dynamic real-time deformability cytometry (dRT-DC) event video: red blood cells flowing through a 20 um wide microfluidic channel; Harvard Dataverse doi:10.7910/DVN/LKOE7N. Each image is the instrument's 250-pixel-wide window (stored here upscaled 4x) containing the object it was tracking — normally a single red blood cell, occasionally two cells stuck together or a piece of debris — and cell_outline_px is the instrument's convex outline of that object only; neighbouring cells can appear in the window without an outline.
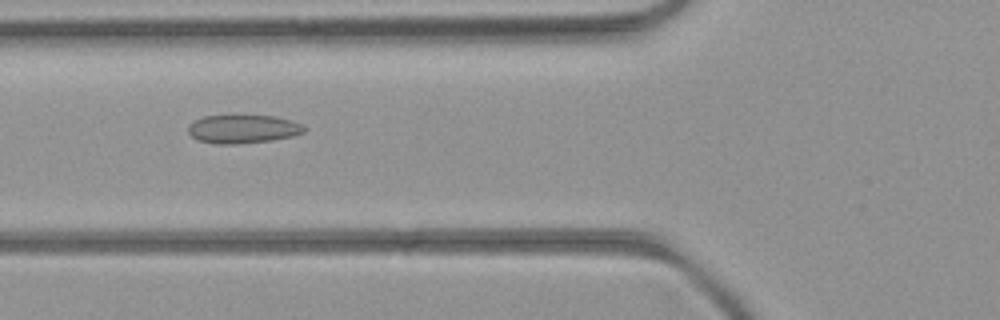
{"species": "common noctule bat (a hibernating species)", "species_latin": "Nyctalus noctula", "temperature_condition": "room temperature", "stored_images_in_passage": 36, "camera_frame_rate_fps": 3000, "um_per_image_px": 0.085, "animal": {"sex": "female", "body_mass_g": 21.9}, "frame": {"image": 1, "passage_image": 5, "time_ms": 1.333, "image_size_px": [1000, 320], "cell_outline_px": [[304, 132], [292, 136], [272, 140], [232, 144], [216, 144], [196, 140], [188, 132], [188, 124], [204, 116], [236, 112], [276, 116], [292, 120], [300, 124], [304, 128]], "centroid_in_image_um": [20.6, 10.91], "position_along_channel_um": 105.2, "area_um2": 20.11}}
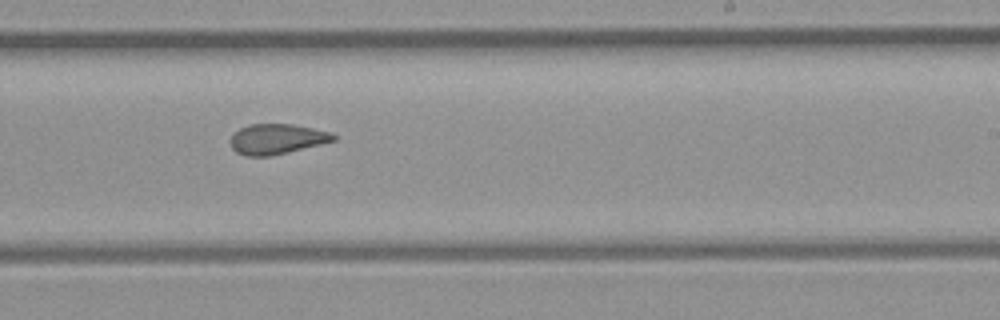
{"frame": {"image": 2, "passage_image": 17, "time_ms": 5.333, "image_size_px": [1000, 320], "cell_outline_px": [[336, 140], [320, 144], [268, 156], [244, 156], [236, 152], [232, 148], [228, 140], [240, 128], [248, 124], [292, 124], [332, 132], [336, 136]], "centroid_in_image_um": [23.5, 11.81], "position_along_channel_um": 265.5, "area_um2": 18.03}}
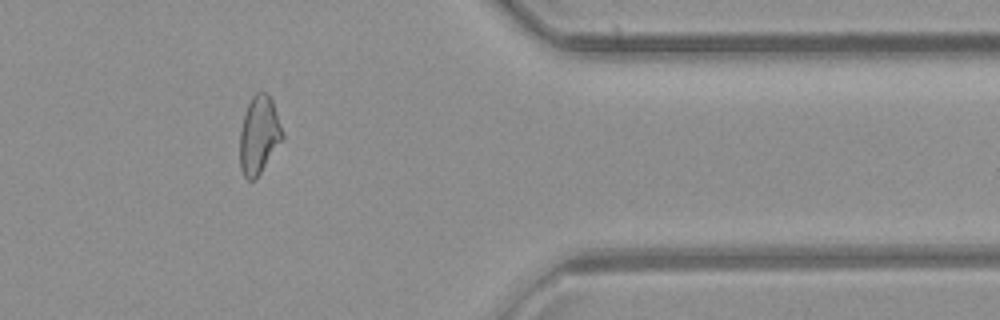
{"frame": {"image": 3, "passage_image": 28, "time_ms": 9.0, "image_size_px": [1000, 320], "cell_outline_px": [[284, 136], [256, 180], [248, 180], [244, 176], [240, 168], [240, 132], [244, 112], [252, 96], [256, 92], [268, 92], [272, 100]], "centroid_in_image_um": [21.99, 11.47], "position_along_channel_um": 389.4, "area_um2": 19.25}}